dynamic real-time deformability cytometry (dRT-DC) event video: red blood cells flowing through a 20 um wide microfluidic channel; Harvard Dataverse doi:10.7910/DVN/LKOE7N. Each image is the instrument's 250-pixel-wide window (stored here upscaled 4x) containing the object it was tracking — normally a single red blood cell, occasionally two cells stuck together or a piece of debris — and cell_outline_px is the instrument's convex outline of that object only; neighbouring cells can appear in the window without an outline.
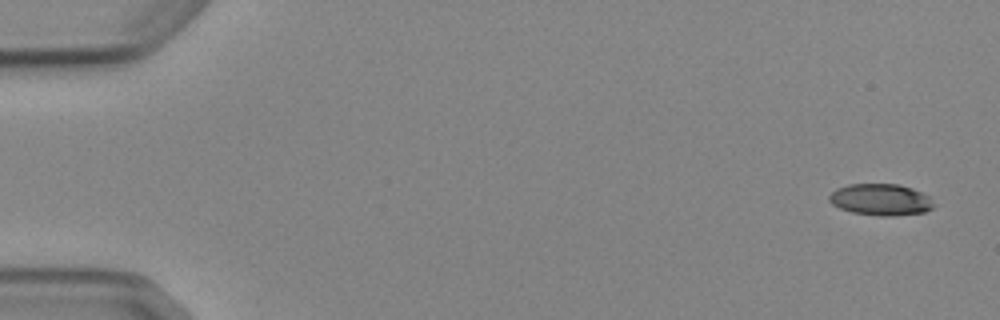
{"species": "Egyptian fruit bat (a non-hibernating species)", "species_latin": "Rousettus aegyptiacus", "temperature_condition": "cold", "stored_images_in_passage": 4, "camera_frame_rate_fps": 3000, "um_per_image_px": 0.085, "animal": {"sex": "female"}, "frame": {"image": 1, "passage_image": 1, "time_ms": 0.0, "image_size_px": [1000, 320], "cell_outline_px": [[936, 204], [932, 208], [924, 212], [888, 216], [880, 216], [852, 212], [840, 208], [832, 204], [828, 200], [828, 196], [836, 188], [848, 184], [900, 184], [912, 188], [928, 196]], "centroid_in_image_um": [74.85, 16.96], "position_along_channel_um": 10.2, "area_um2": 19.25}}
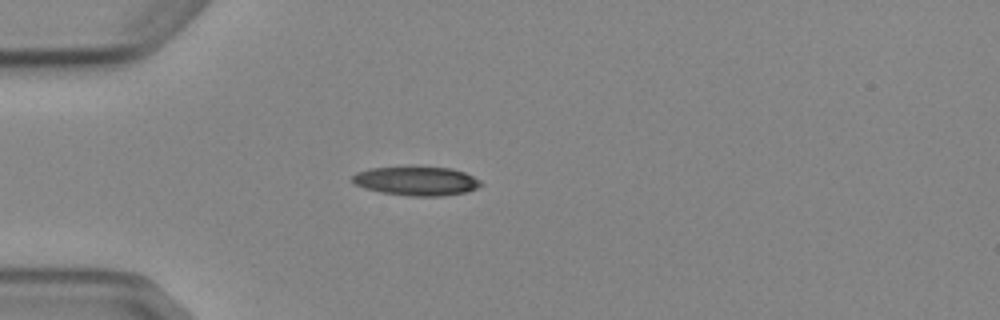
{"frame": {"image": 2, "passage_image": 4, "time_ms": 4.333, "image_size_px": [1000, 320], "cell_outline_px": [[484, 184], [468, 192], [440, 196], [412, 196], [384, 192], [364, 188], [356, 184], [352, 180], [352, 176], [356, 172], [372, 168], [452, 168], [464, 172], [480, 180]], "centroid_in_image_um": [35.44, 15.4], "position_along_channel_um": 49.6, "area_um2": 21.21}}